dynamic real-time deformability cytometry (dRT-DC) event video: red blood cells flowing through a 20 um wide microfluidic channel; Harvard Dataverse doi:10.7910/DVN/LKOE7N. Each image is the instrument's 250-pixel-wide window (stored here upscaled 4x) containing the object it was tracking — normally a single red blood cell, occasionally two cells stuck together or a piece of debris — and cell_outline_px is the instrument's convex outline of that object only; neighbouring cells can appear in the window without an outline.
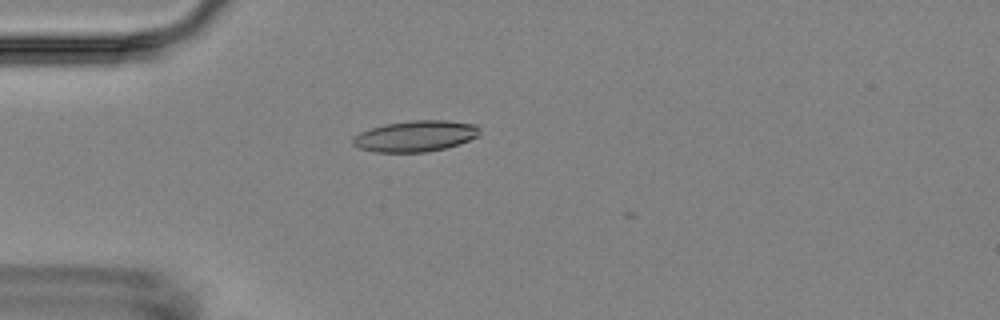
{"species": "Egyptian fruit bat (a non-hibernating species)", "species_latin": "Rousettus aegyptiacus", "temperature_condition": "room temperature", "stored_images_in_passage": 4, "camera_frame_rate_fps": 3000, "um_per_image_px": 0.085, "animal": {"sex": "female"}, "frame": {"image": 1, "passage_image": 2, "time_ms": 1.333, "image_size_px": [1000, 320], "cell_outline_px": [[480, 136], [460, 144], [428, 152], [376, 152], [360, 148], [352, 144], [352, 140], [360, 132], [372, 128], [388, 124], [412, 120], [448, 120], [476, 124], [480, 128]], "centroid_in_image_um": [35.39, 11.57], "position_along_channel_um": 49.6, "area_um2": 22.95}}